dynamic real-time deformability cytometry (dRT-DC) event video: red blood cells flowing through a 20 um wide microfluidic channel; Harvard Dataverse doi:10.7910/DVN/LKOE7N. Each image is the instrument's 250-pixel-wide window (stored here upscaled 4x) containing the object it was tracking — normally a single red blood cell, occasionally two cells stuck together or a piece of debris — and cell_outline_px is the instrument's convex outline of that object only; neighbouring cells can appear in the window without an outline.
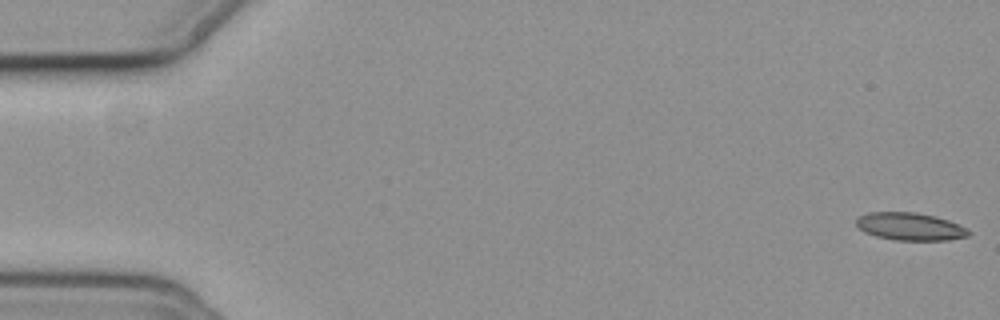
{"species": "common noctule bat (a hibernating species)", "species_latin": "Nyctalus noctula", "temperature_condition": "cold", "stored_images_in_passage": 8, "camera_frame_rate_fps": 3000, "um_per_image_px": 0.085, "animal": {"sex": "female", "body_mass_g": 19.3, "forearm_length_mm": 54.1}, "frame": {"image": 1, "passage_image": 1, "time_ms": 0.0, "image_size_px": [1000, 320], "cell_outline_px": [[972, 232], [968, 236], [948, 240], [896, 240], [876, 236], [864, 232], [856, 224], [856, 220], [860, 216], [868, 212], [916, 212], [936, 216], [948, 220], [968, 228]], "centroid_in_image_um": [77.39, 19.25], "position_along_channel_um": 7.6, "area_um2": 18.15}}